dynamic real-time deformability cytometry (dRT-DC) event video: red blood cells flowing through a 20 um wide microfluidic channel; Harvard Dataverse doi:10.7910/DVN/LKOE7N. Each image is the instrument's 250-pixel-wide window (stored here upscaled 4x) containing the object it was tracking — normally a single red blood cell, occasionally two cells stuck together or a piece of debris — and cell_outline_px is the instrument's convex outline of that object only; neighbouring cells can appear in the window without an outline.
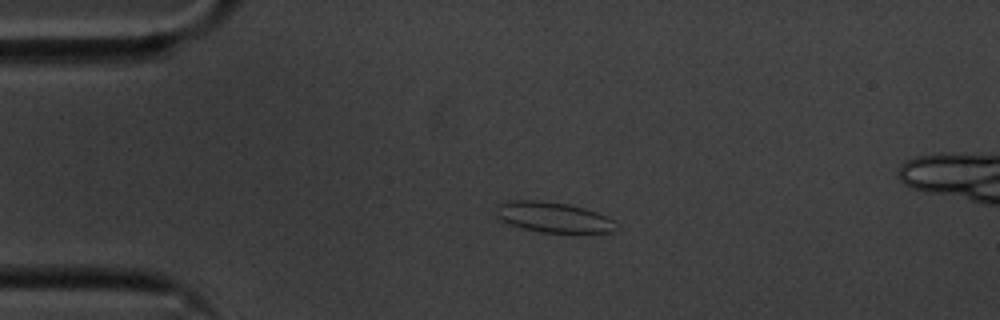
{"species": "common noctule bat (a hibernating species)", "species_latin": "Nyctalus noctula", "temperature_condition": "cold", "stored_images_in_passage": 46, "segment_of_instrument_passage": [1, 2], "camera_frame_rate_fps": 3000, "um_per_image_px": 0.085, "animal": {"sex": "male", "body_mass_g": 20.1, "forearm_length_mm": 53.5}, "frame": {"image": 1, "passage_image": 1, "time_ms": 0.0, "image_size_px": [1000, 320], "cell_outline_px": [[620, 228], [612, 232], [540, 232], [524, 228], [512, 224], [496, 216], [496, 204], [508, 200], [536, 200], [568, 204], [584, 208], [608, 216]], "centroid_in_image_um": [47.05, 18.45], "position_along_channel_um": 38.0, "area_um2": 21.1}}
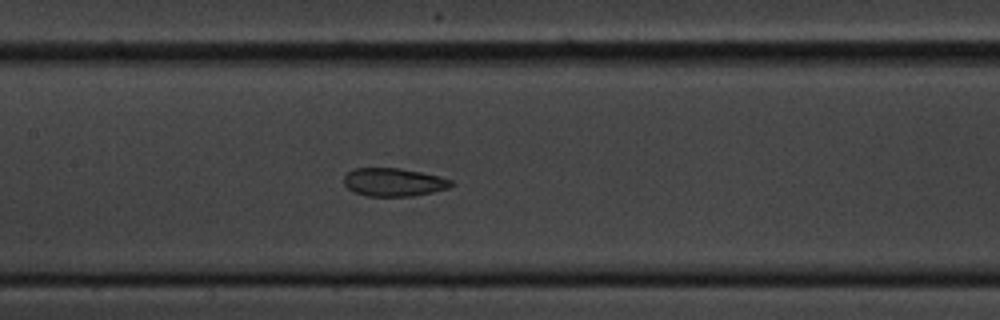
{"frame": {"image": 2, "passage_image": 15, "time_ms": 4.667, "image_size_px": [1000, 320], "cell_outline_px": [[456, 184], [448, 188], [432, 192], [412, 196], [368, 196], [352, 192], [344, 184], [344, 176], [352, 168], [400, 168], [420, 172], [452, 180]], "centroid_in_image_um": [33.44, 15.49], "position_along_channel_um": 174.0, "area_um2": 17.63}}
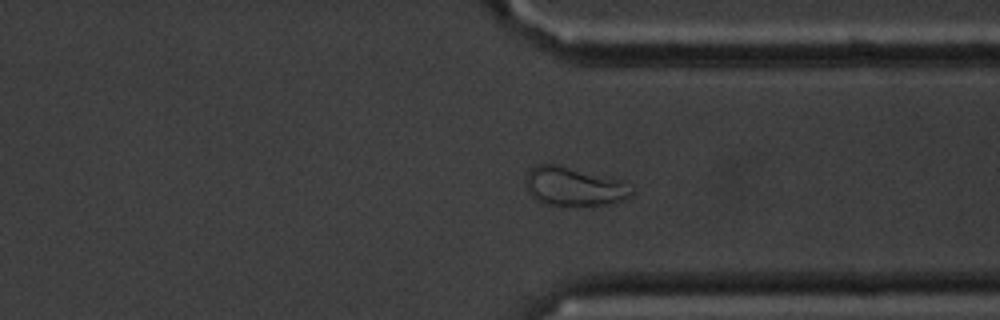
{"frame": {"image": 3, "passage_image": 31, "time_ms": 10.0, "image_size_px": [1000, 320], "cell_outline_px": [[636, 192], [624, 200], [612, 204], [544, 204], [536, 200], [528, 192], [524, 184], [524, 176], [536, 164], [556, 164], [616, 180]], "centroid_in_image_um": [48.69, 15.85], "position_along_channel_um": 362.7, "area_um2": 23.29}}